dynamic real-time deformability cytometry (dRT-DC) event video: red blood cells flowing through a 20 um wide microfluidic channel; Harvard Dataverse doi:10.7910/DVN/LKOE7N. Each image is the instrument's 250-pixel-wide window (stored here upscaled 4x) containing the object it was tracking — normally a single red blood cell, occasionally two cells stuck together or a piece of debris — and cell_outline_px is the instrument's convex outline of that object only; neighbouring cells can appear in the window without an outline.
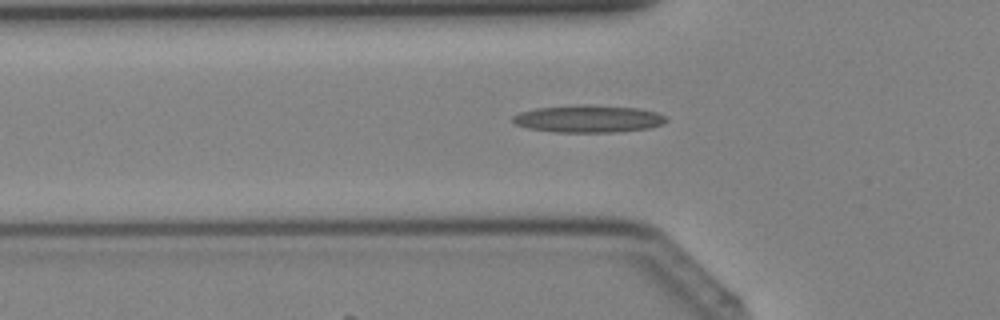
{"species": "Egyptian fruit bat (a non-hibernating species)", "species_latin": "Rousettus aegyptiacus", "temperature_condition": "cold", "stored_images_in_passage": 40, "camera_frame_rate_fps": 3000, "um_per_image_px": 0.085, "animal": {"sex": "female"}, "frame": {"image": 1, "passage_image": 14, "time_ms": 4.333, "image_size_px": [1000, 320], "cell_outline_px": [[668, 120], [664, 124], [652, 128], [616, 132], [556, 132], [528, 128], [512, 124], [512, 116], [520, 112], [536, 108], [580, 104], [588, 104], [640, 108], [656, 112], [668, 116]], "centroid_in_image_um": [50.05, 10.09], "position_along_channel_um": 75.8, "area_um2": 24.91}}
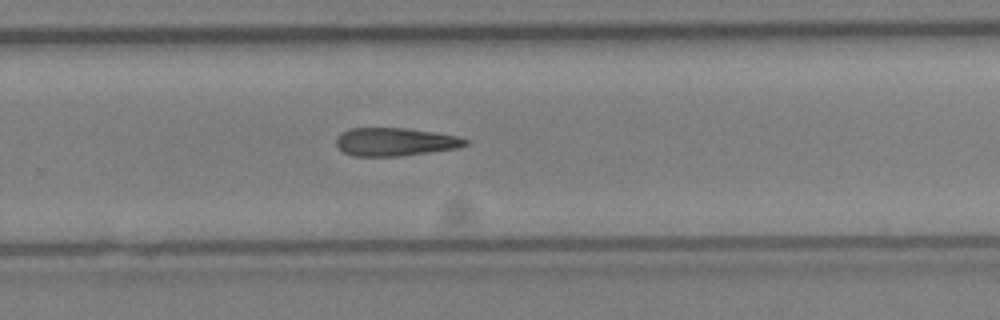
{"frame": {"image": 2, "passage_image": 27, "time_ms": 8.667, "image_size_px": [1000, 320], "cell_outline_px": [[468, 144], [460, 148], [400, 156], [352, 156], [344, 152], [336, 144], [336, 136], [340, 132], [348, 128], [408, 128], [436, 132], [456, 136], [468, 140]], "centroid_in_image_um": [33.57, 12.05], "position_along_channel_um": 296.2, "area_um2": 21.39}}
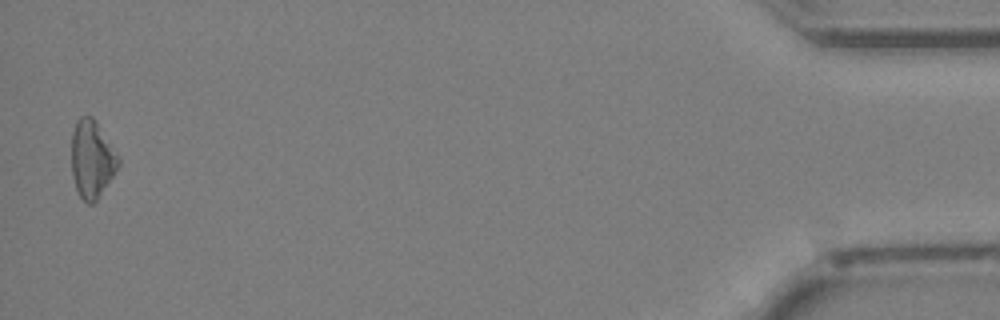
{"frame": {"image": 3, "passage_image": 40, "time_ms": 13.0, "image_size_px": [1000, 320], "cell_outline_px": [[120, 164], [116, 172], [96, 200], [92, 204], [88, 204], [76, 192], [72, 176], [72, 132], [76, 120], [80, 116], [92, 116], [120, 156]], "centroid_in_image_um": [7.82, 13.53], "position_along_channel_um": 427.4, "area_um2": 21.33}}